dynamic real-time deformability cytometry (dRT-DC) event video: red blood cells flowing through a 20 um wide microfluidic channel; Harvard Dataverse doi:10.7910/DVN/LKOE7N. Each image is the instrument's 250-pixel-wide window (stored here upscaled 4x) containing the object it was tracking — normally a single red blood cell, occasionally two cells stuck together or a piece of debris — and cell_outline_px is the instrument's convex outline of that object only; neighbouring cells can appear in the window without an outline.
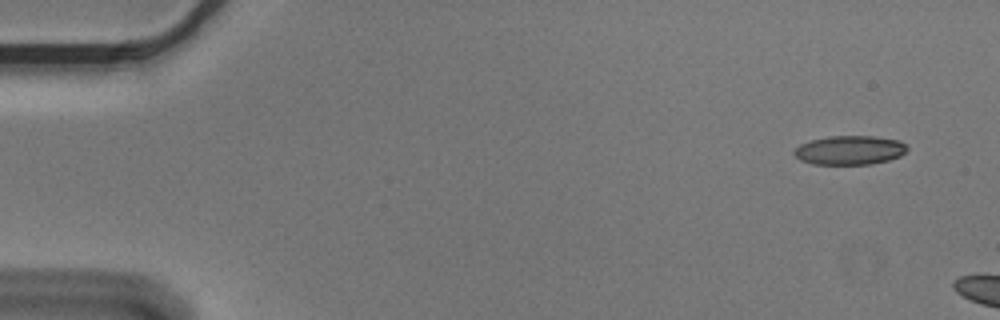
{"species": "Egyptian fruit bat (a non-hibernating species)", "species_latin": "Rousettus aegyptiacus", "temperature_condition": "cold", "stored_images_in_passage": 3, "camera_frame_rate_fps": 3000, "um_per_image_px": 0.085, "animal": {"sex": "male"}, "frame": {"image": 1, "passage_image": 1, "time_ms": 0.0, "image_size_px": [1000, 320], "cell_outline_px": [[908, 148], [900, 156], [888, 160], [872, 164], [812, 164], [800, 160], [792, 152], [800, 144], [812, 140], [828, 136], [872, 136], [900, 140]], "centroid_in_image_um": [72.21, 12.76], "position_along_channel_um": 12.8, "area_um2": 19.07}}